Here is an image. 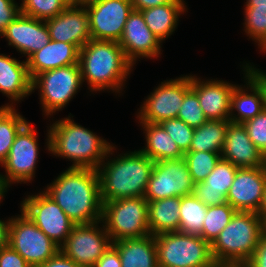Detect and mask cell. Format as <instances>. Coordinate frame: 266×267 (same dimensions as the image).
<instances>
[{"label":"cell","mask_w":266,"mask_h":267,"mask_svg":"<svg viewBox=\"0 0 266 267\" xmlns=\"http://www.w3.org/2000/svg\"><path fill=\"white\" fill-rule=\"evenodd\" d=\"M49 195L75 224H89L102 219V201L98 171L69 167L46 186Z\"/></svg>","instance_id":"1"},{"label":"cell","mask_w":266,"mask_h":267,"mask_svg":"<svg viewBox=\"0 0 266 267\" xmlns=\"http://www.w3.org/2000/svg\"><path fill=\"white\" fill-rule=\"evenodd\" d=\"M115 149L112 145L105 158L108 162L104 159L97 169L101 201L144 197L154 161L141 150L122 153L108 160Z\"/></svg>","instance_id":"2"},{"label":"cell","mask_w":266,"mask_h":267,"mask_svg":"<svg viewBox=\"0 0 266 267\" xmlns=\"http://www.w3.org/2000/svg\"><path fill=\"white\" fill-rule=\"evenodd\" d=\"M78 63L82 82L87 81L90 92L121 93L134 66L118 42L94 39L80 49Z\"/></svg>","instance_id":"3"},{"label":"cell","mask_w":266,"mask_h":267,"mask_svg":"<svg viewBox=\"0 0 266 267\" xmlns=\"http://www.w3.org/2000/svg\"><path fill=\"white\" fill-rule=\"evenodd\" d=\"M48 151L73 161L69 167L97 170L113 144L74 122L70 116L50 124Z\"/></svg>","instance_id":"4"},{"label":"cell","mask_w":266,"mask_h":267,"mask_svg":"<svg viewBox=\"0 0 266 267\" xmlns=\"http://www.w3.org/2000/svg\"><path fill=\"white\" fill-rule=\"evenodd\" d=\"M262 236L257 212L236 211L231 221L211 244L216 263H247Z\"/></svg>","instance_id":"5"},{"label":"cell","mask_w":266,"mask_h":267,"mask_svg":"<svg viewBox=\"0 0 266 267\" xmlns=\"http://www.w3.org/2000/svg\"><path fill=\"white\" fill-rule=\"evenodd\" d=\"M159 267H214L211 244L196 234L180 231L155 236Z\"/></svg>","instance_id":"6"},{"label":"cell","mask_w":266,"mask_h":267,"mask_svg":"<svg viewBox=\"0 0 266 267\" xmlns=\"http://www.w3.org/2000/svg\"><path fill=\"white\" fill-rule=\"evenodd\" d=\"M102 203L101 221L112 242L150 235L148 201L144 197H129Z\"/></svg>","instance_id":"7"},{"label":"cell","mask_w":266,"mask_h":267,"mask_svg":"<svg viewBox=\"0 0 266 267\" xmlns=\"http://www.w3.org/2000/svg\"><path fill=\"white\" fill-rule=\"evenodd\" d=\"M79 64L59 67L36 75L31 82L32 92L39 89L40 104L45 116L63 110L82 86Z\"/></svg>","instance_id":"8"},{"label":"cell","mask_w":266,"mask_h":267,"mask_svg":"<svg viewBox=\"0 0 266 267\" xmlns=\"http://www.w3.org/2000/svg\"><path fill=\"white\" fill-rule=\"evenodd\" d=\"M21 215L10 218L9 245L31 267H37L52 258L60 247L43 233L21 210Z\"/></svg>","instance_id":"9"},{"label":"cell","mask_w":266,"mask_h":267,"mask_svg":"<svg viewBox=\"0 0 266 267\" xmlns=\"http://www.w3.org/2000/svg\"><path fill=\"white\" fill-rule=\"evenodd\" d=\"M37 135V131L29 122L16 135L7 158L1 164L6 173L0 174V180L6 188L13 183L25 184L35 177L39 161Z\"/></svg>","instance_id":"10"},{"label":"cell","mask_w":266,"mask_h":267,"mask_svg":"<svg viewBox=\"0 0 266 267\" xmlns=\"http://www.w3.org/2000/svg\"><path fill=\"white\" fill-rule=\"evenodd\" d=\"M182 76L161 82L147 96L136 117L139 122L159 124L177 118L184 95L191 89V75Z\"/></svg>","instance_id":"11"},{"label":"cell","mask_w":266,"mask_h":267,"mask_svg":"<svg viewBox=\"0 0 266 267\" xmlns=\"http://www.w3.org/2000/svg\"><path fill=\"white\" fill-rule=\"evenodd\" d=\"M20 209L59 247L68 238L75 225L44 191L26 196L21 202Z\"/></svg>","instance_id":"12"},{"label":"cell","mask_w":266,"mask_h":267,"mask_svg":"<svg viewBox=\"0 0 266 267\" xmlns=\"http://www.w3.org/2000/svg\"><path fill=\"white\" fill-rule=\"evenodd\" d=\"M102 221L74 225L60 251L82 267H93L112 245ZM102 226L100 227L99 226Z\"/></svg>","instance_id":"13"},{"label":"cell","mask_w":266,"mask_h":267,"mask_svg":"<svg viewBox=\"0 0 266 267\" xmlns=\"http://www.w3.org/2000/svg\"><path fill=\"white\" fill-rule=\"evenodd\" d=\"M192 181L185 158L154 162L144 198L150 202L193 194Z\"/></svg>","instance_id":"14"},{"label":"cell","mask_w":266,"mask_h":267,"mask_svg":"<svg viewBox=\"0 0 266 267\" xmlns=\"http://www.w3.org/2000/svg\"><path fill=\"white\" fill-rule=\"evenodd\" d=\"M84 6L89 15L91 38L119 42L133 11L130 0H92Z\"/></svg>","instance_id":"15"},{"label":"cell","mask_w":266,"mask_h":267,"mask_svg":"<svg viewBox=\"0 0 266 267\" xmlns=\"http://www.w3.org/2000/svg\"><path fill=\"white\" fill-rule=\"evenodd\" d=\"M243 68L247 88L244 89L241 85H236L231 95L229 114V120L239 124L253 119L265 109L263 70L260 71L251 63L250 65L249 63L244 64ZM235 111H237V115L234 114Z\"/></svg>","instance_id":"16"},{"label":"cell","mask_w":266,"mask_h":267,"mask_svg":"<svg viewBox=\"0 0 266 267\" xmlns=\"http://www.w3.org/2000/svg\"><path fill=\"white\" fill-rule=\"evenodd\" d=\"M266 187V166L238 168L226 196L236 211L257 212Z\"/></svg>","instance_id":"17"},{"label":"cell","mask_w":266,"mask_h":267,"mask_svg":"<svg viewBox=\"0 0 266 267\" xmlns=\"http://www.w3.org/2000/svg\"><path fill=\"white\" fill-rule=\"evenodd\" d=\"M118 43L124 50L126 58L133 65L140 57L152 59L161 54L162 42L150 31L142 13L137 10L129 14Z\"/></svg>","instance_id":"18"},{"label":"cell","mask_w":266,"mask_h":267,"mask_svg":"<svg viewBox=\"0 0 266 267\" xmlns=\"http://www.w3.org/2000/svg\"><path fill=\"white\" fill-rule=\"evenodd\" d=\"M50 40L76 45L81 49L89 40L90 23L85 6H68L57 16L45 20Z\"/></svg>","instance_id":"19"},{"label":"cell","mask_w":266,"mask_h":267,"mask_svg":"<svg viewBox=\"0 0 266 267\" xmlns=\"http://www.w3.org/2000/svg\"><path fill=\"white\" fill-rule=\"evenodd\" d=\"M1 36L6 38L8 45L27 56L26 58L42 49L50 41L45 20L22 13L6 27Z\"/></svg>","instance_id":"20"},{"label":"cell","mask_w":266,"mask_h":267,"mask_svg":"<svg viewBox=\"0 0 266 267\" xmlns=\"http://www.w3.org/2000/svg\"><path fill=\"white\" fill-rule=\"evenodd\" d=\"M236 87L223 80H203L191 75V89L208 120H229L231 95Z\"/></svg>","instance_id":"21"},{"label":"cell","mask_w":266,"mask_h":267,"mask_svg":"<svg viewBox=\"0 0 266 267\" xmlns=\"http://www.w3.org/2000/svg\"><path fill=\"white\" fill-rule=\"evenodd\" d=\"M221 158L237 168L266 166V157L253 144L243 124H228L226 137L221 150Z\"/></svg>","instance_id":"22"},{"label":"cell","mask_w":266,"mask_h":267,"mask_svg":"<svg viewBox=\"0 0 266 267\" xmlns=\"http://www.w3.org/2000/svg\"><path fill=\"white\" fill-rule=\"evenodd\" d=\"M237 169L228 160L220 158L205 180L194 184L193 195L207 207L227 203L226 196L233 183Z\"/></svg>","instance_id":"23"},{"label":"cell","mask_w":266,"mask_h":267,"mask_svg":"<svg viewBox=\"0 0 266 267\" xmlns=\"http://www.w3.org/2000/svg\"><path fill=\"white\" fill-rule=\"evenodd\" d=\"M79 53L80 49L74 44L50 40L26 59L31 80L44 71L79 64Z\"/></svg>","instance_id":"24"},{"label":"cell","mask_w":266,"mask_h":267,"mask_svg":"<svg viewBox=\"0 0 266 267\" xmlns=\"http://www.w3.org/2000/svg\"><path fill=\"white\" fill-rule=\"evenodd\" d=\"M31 82L26 61L0 53V92L12 102L3 107H14L13 103L29 96L32 93Z\"/></svg>","instance_id":"25"},{"label":"cell","mask_w":266,"mask_h":267,"mask_svg":"<svg viewBox=\"0 0 266 267\" xmlns=\"http://www.w3.org/2000/svg\"><path fill=\"white\" fill-rule=\"evenodd\" d=\"M121 259V267H159L155 236L112 242Z\"/></svg>","instance_id":"26"},{"label":"cell","mask_w":266,"mask_h":267,"mask_svg":"<svg viewBox=\"0 0 266 267\" xmlns=\"http://www.w3.org/2000/svg\"><path fill=\"white\" fill-rule=\"evenodd\" d=\"M186 8L184 0H173L171 3L144 9L140 12L150 31L163 42L176 30L178 19L187 11Z\"/></svg>","instance_id":"27"},{"label":"cell","mask_w":266,"mask_h":267,"mask_svg":"<svg viewBox=\"0 0 266 267\" xmlns=\"http://www.w3.org/2000/svg\"><path fill=\"white\" fill-rule=\"evenodd\" d=\"M145 131L146 146L140 149L154 162L179 159L184 153L160 124L139 122Z\"/></svg>","instance_id":"28"},{"label":"cell","mask_w":266,"mask_h":267,"mask_svg":"<svg viewBox=\"0 0 266 267\" xmlns=\"http://www.w3.org/2000/svg\"><path fill=\"white\" fill-rule=\"evenodd\" d=\"M180 197H169L148 202V223L150 234L179 231Z\"/></svg>","instance_id":"29"},{"label":"cell","mask_w":266,"mask_h":267,"mask_svg":"<svg viewBox=\"0 0 266 267\" xmlns=\"http://www.w3.org/2000/svg\"><path fill=\"white\" fill-rule=\"evenodd\" d=\"M230 120H207L194 128L189 151L221 153Z\"/></svg>","instance_id":"30"},{"label":"cell","mask_w":266,"mask_h":267,"mask_svg":"<svg viewBox=\"0 0 266 267\" xmlns=\"http://www.w3.org/2000/svg\"><path fill=\"white\" fill-rule=\"evenodd\" d=\"M207 206L193 194L180 197V227L182 233L200 235Z\"/></svg>","instance_id":"31"},{"label":"cell","mask_w":266,"mask_h":267,"mask_svg":"<svg viewBox=\"0 0 266 267\" xmlns=\"http://www.w3.org/2000/svg\"><path fill=\"white\" fill-rule=\"evenodd\" d=\"M27 123L14 107H0V166L7 158L16 135Z\"/></svg>","instance_id":"32"},{"label":"cell","mask_w":266,"mask_h":267,"mask_svg":"<svg viewBox=\"0 0 266 267\" xmlns=\"http://www.w3.org/2000/svg\"><path fill=\"white\" fill-rule=\"evenodd\" d=\"M235 212L229 203L207 207L203 229L199 236L212 244L223 228L229 224Z\"/></svg>","instance_id":"33"},{"label":"cell","mask_w":266,"mask_h":267,"mask_svg":"<svg viewBox=\"0 0 266 267\" xmlns=\"http://www.w3.org/2000/svg\"><path fill=\"white\" fill-rule=\"evenodd\" d=\"M184 158L189 168L192 181L201 183L213 171L221 158L220 153L205 151H187Z\"/></svg>","instance_id":"34"},{"label":"cell","mask_w":266,"mask_h":267,"mask_svg":"<svg viewBox=\"0 0 266 267\" xmlns=\"http://www.w3.org/2000/svg\"><path fill=\"white\" fill-rule=\"evenodd\" d=\"M244 31L266 53V7H245Z\"/></svg>","instance_id":"35"},{"label":"cell","mask_w":266,"mask_h":267,"mask_svg":"<svg viewBox=\"0 0 266 267\" xmlns=\"http://www.w3.org/2000/svg\"><path fill=\"white\" fill-rule=\"evenodd\" d=\"M67 7L63 0H22L20 13L36 19L47 20L57 16Z\"/></svg>","instance_id":"36"},{"label":"cell","mask_w":266,"mask_h":267,"mask_svg":"<svg viewBox=\"0 0 266 267\" xmlns=\"http://www.w3.org/2000/svg\"><path fill=\"white\" fill-rule=\"evenodd\" d=\"M177 118L192 128H198L208 120L200 107L197 94L192 89L184 95Z\"/></svg>","instance_id":"37"},{"label":"cell","mask_w":266,"mask_h":267,"mask_svg":"<svg viewBox=\"0 0 266 267\" xmlns=\"http://www.w3.org/2000/svg\"><path fill=\"white\" fill-rule=\"evenodd\" d=\"M159 124L176 142L177 146L183 153L189 151L191 140L194 134V128L190 127L184 121L178 118L164 120Z\"/></svg>","instance_id":"38"},{"label":"cell","mask_w":266,"mask_h":267,"mask_svg":"<svg viewBox=\"0 0 266 267\" xmlns=\"http://www.w3.org/2000/svg\"><path fill=\"white\" fill-rule=\"evenodd\" d=\"M243 125L253 144L266 157V109Z\"/></svg>","instance_id":"39"},{"label":"cell","mask_w":266,"mask_h":267,"mask_svg":"<svg viewBox=\"0 0 266 267\" xmlns=\"http://www.w3.org/2000/svg\"><path fill=\"white\" fill-rule=\"evenodd\" d=\"M19 14L20 6L15 0H0V36Z\"/></svg>","instance_id":"40"},{"label":"cell","mask_w":266,"mask_h":267,"mask_svg":"<svg viewBox=\"0 0 266 267\" xmlns=\"http://www.w3.org/2000/svg\"><path fill=\"white\" fill-rule=\"evenodd\" d=\"M0 267H31L10 245L0 249Z\"/></svg>","instance_id":"41"},{"label":"cell","mask_w":266,"mask_h":267,"mask_svg":"<svg viewBox=\"0 0 266 267\" xmlns=\"http://www.w3.org/2000/svg\"><path fill=\"white\" fill-rule=\"evenodd\" d=\"M247 264L249 267H266V236H261L253 256Z\"/></svg>","instance_id":"42"},{"label":"cell","mask_w":266,"mask_h":267,"mask_svg":"<svg viewBox=\"0 0 266 267\" xmlns=\"http://www.w3.org/2000/svg\"><path fill=\"white\" fill-rule=\"evenodd\" d=\"M93 267H121L118 251L111 245Z\"/></svg>","instance_id":"43"},{"label":"cell","mask_w":266,"mask_h":267,"mask_svg":"<svg viewBox=\"0 0 266 267\" xmlns=\"http://www.w3.org/2000/svg\"><path fill=\"white\" fill-rule=\"evenodd\" d=\"M37 267H82V266L76 264L73 260L68 258L65 254H63L59 250L52 258L48 259L45 263Z\"/></svg>","instance_id":"44"},{"label":"cell","mask_w":266,"mask_h":267,"mask_svg":"<svg viewBox=\"0 0 266 267\" xmlns=\"http://www.w3.org/2000/svg\"><path fill=\"white\" fill-rule=\"evenodd\" d=\"M172 1L173 0H130L133 10L137 11L161 6L167 3H171Z\"/></svg>","instance_id":"45"},{"label":"cell","mask_w":266,"mask_h":267,"mask_svg":"<svg viewBox=\"0 0 266 267\" xmlns=\"http://www.w3.org/2000/svg\"><path fill=\"white\" fill-rule=\"evenodd\" d=\"M10 218L7 221L0 220V249L9 245Z\"/></svg>","instance_id":"46"},{"label":"cell","mask_w":266,"mask_h":267,"mask_svg":"<svg viewBox=\"0 0 266 267\" xmlns=\"http://www.w3.org/2000/svg\"><path fill=\"white\" fill-rule=\"evenodd\" d=\"M244 7H266V0H246Z\"/></svg>","instance_id":"47"},{"label":"cell","mask_w":266,"mask_h":267,"mask_svg":"<svg viewBox=\"0 0 266 267\" xmlns=\"http://www.w3.org/2000/svg\"><path fill=\"white\" fill-rule=\"evenodd\" d=\"M214 267H249L247 263H215Z\"/></svg>","instance_id":"48"},{"label":"cell","mask_w":266,"mask_h":267,"mask_svg":"<svg viewBox=\"0 0 266 267\" xmlns=\"http://www.w3.org/2000/svg\"><path fill=\"white\" fill-rule=\"evenodd\" d=\"M67 6H83L87 3V0H63Z\"/></svg>","instance_id":"49"},{"label":"cell","mask_w":266,"mask_h":267,"mask_svg":"<svg viewBox=\"0 0 266 267\" xmlns=\"http://www.w3.org/2000/svg\"><path fill=\"white\" fill-rule=\"evenodd\" d=\"M264 213H266V187H265V190H264L263 200H262L260 209L258 211V215L261 216Z\"/></svg>","instance_id":"50"},{"label":"cell","mask_w":266,"mask_h":267,"mask_svg":"<svg viewBox=\"0 0 266 267\" xmlns=\"http://www.w3.org/2000/svg\"><path fill=\"white\" fill-rule=\"evenodd\" d=\"M262 235L266 236V213L261 216Z\"/></svg>","instance_id":"51"},{"label":"cell","mask_w":266,"mask_h":267,"mask_svg":"<svg viewBox=\"0 0 266 267\" xmlns=\"http://www.w3.org/2000/svg\"><path fill=\"white\" fill-rule=\"evenodd\" d=\"M7 188L3 185L2 181L0 180V203L2 202L3 197H5V192H7Z\"/></svg>","instance_id":"52"},{"label":"cell","mask_w":266,"mask_h":267,"mask_svg":"<svg viewBox=\"0 0 266 267\" xmlns=\"http://www.w3.org/2000/svg\"><path fill=\"white\" fill-rule=\"evenodd\" d=\"M264 105L266 109V72H264Z\"/></svg>","instance_id":"53"}]
</instances>
